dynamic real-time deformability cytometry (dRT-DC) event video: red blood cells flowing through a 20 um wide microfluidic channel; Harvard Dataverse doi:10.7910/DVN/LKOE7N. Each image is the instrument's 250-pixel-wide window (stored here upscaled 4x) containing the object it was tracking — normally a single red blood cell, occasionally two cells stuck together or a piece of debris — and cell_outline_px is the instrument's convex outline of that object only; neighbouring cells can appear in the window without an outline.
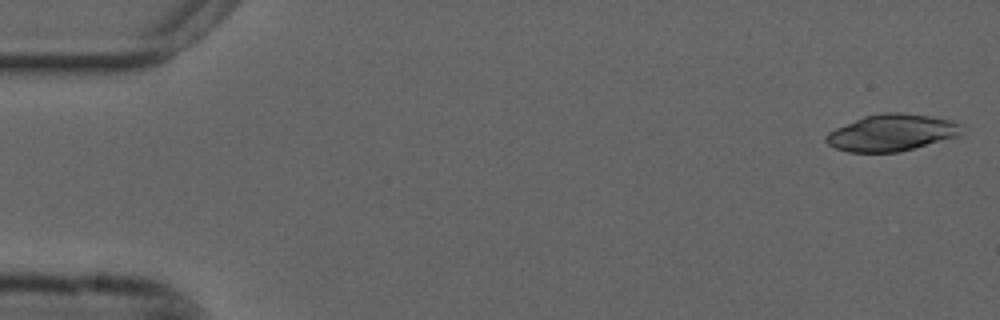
{"species": "common noctule bat (a hibernating species)", "species_latin": "Nyctalus noctula", "temperature_condition": "cold", "stored_images_in_passage": 43, "camera_frame_rate_fps": 3000, "um_per_image_px": 0.085, "animal": {"sex": "male", "forearm_length_mm": 52.5}, "frame": {"image": 1, "passage_image": 1, "time_ms": 0.0, "image_size_px": [1000, 320], "cell_outline_px": [[964, 132], [956, 136], [900, 152], [848, 152], [836, 148], [828, 144], [824, 140], [824, 136], [828, 132], [836, 128], [864, 116], [884, 112], [900, 112], [928, 116], [952, 120], [964, 124]], "centroid_in_image_um": [75.8, 11.27], "position_along_channel_um": 9.2, "area_um2": 29.07}}
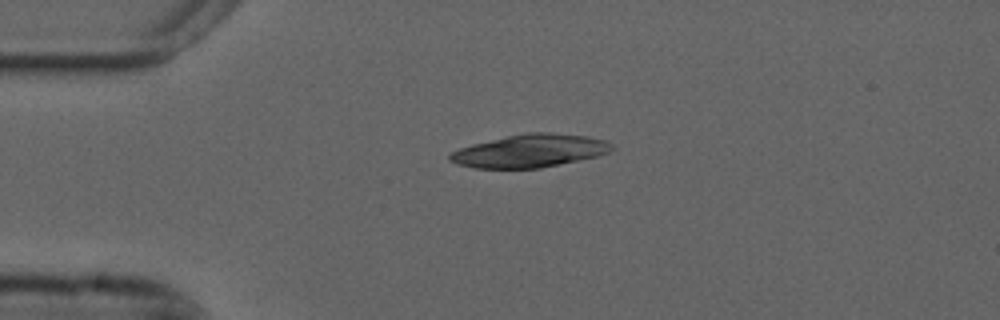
{"frame": {"image": 2, "passage_image": 12, "time_ms": 3.667, "image_size_px": [1000, 320], "cell_outline_px": [[612, 148], [608, 152], [596, 156], [540, 168], [476, 168], [456, 164], [448, 160], [448, 156], [452, 152], [460, 148], [472, 144], [508, 136], [528, 132], [548, 132], [588, 136], [608, 140], [612, 144]], "centroid_in_image_um": [45.03, 12.82], "position_along_channel_um": 40.0, "area_um2": 30.87}}